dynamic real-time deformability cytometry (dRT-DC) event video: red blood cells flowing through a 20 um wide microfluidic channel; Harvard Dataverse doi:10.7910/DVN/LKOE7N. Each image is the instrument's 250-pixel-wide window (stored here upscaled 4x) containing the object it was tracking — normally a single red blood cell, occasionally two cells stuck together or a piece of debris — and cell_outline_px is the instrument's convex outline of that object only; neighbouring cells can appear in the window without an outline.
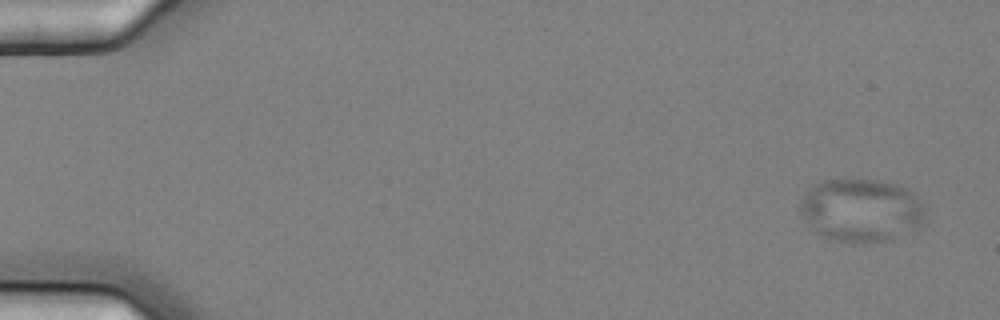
{"species": "common noctule bat (a hibernating species)", "species_latin": "Nyctalus noctula", "temperature_condition": "cold", "stored_images_in_passage": 6, "camera_frame_rate_fps": 3000, "um_per_image_px": 0.085, "animal": {"sex": "female", "body_mass_g": 25.1}, "frame": {"image": 1, "passage_image": 1, "time_ms": 0.0, "image_size_px": [1000, 320], "cell_outline_px": [[924, 220], [920, 224], [892, 240], [860, 244], [852, 244], [836, 240], [824, 236], [812, 228], [800, 212], [800, 204], [804, 196], [812, 184], [820, 180], [844, 176], [852, 176], [880, 180], [896, 184], [912, 192], [924, 204]], "centroid_in_image_um": [73.18, 17.82], "position_along_channel_um": 11.8, "area_um2": 46.93}}
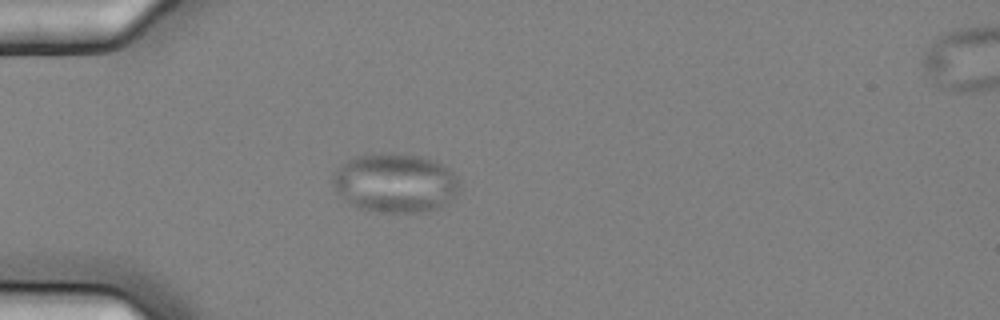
{"frame": {"image": 2, "passage_image": 5, "time_ms": 1.333, "image_size_px": [1000, 320], "cell_outline_px": [[460, 188], [456, 196], [448, 204], [424, 212], [380, 212], [356, 208], [348, 204], [332, 184], [332, 172], [348, 160], [356, 156], [420, 156], [432, 160], [448, 168], [460, 180]], "centroid_in_image_um": [33.61, 15.61], "position_along_channel_um": 51.4, "area_um2": 43.12}}